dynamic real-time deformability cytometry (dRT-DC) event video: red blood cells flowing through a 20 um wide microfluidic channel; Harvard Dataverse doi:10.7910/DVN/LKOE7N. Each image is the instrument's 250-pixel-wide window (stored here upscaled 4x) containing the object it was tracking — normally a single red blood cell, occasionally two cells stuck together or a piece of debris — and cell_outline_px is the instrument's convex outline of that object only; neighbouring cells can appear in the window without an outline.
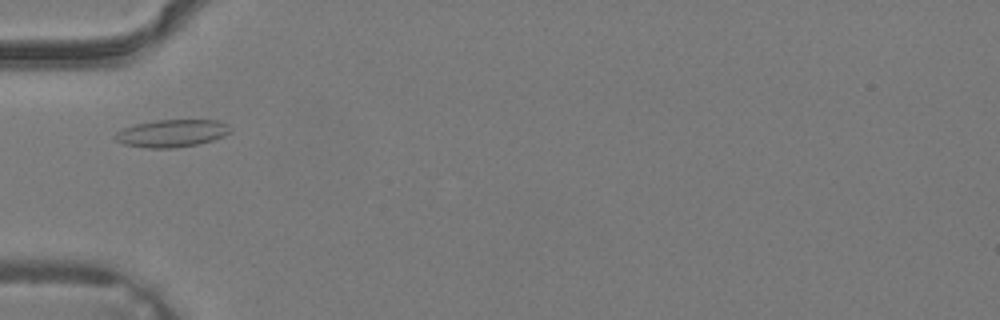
{"species": "common noctule bat (a hibernating species)", "species_latin": "Nyctalus noctula", "temperature_condition": "warm", "stored_images_in_passage": 32, "camera_frame_rate_fps": 3000, "um_per_image_px": 0.085, "animal": {"sex": "male", "body_mass_g": 19.2, "forearm_length_mm": 51.8}, "frame": {"image": 1, "passage_image": 7, "time_ms": 2.0, "image_size_px": [1000, 320], "cell_outline_px": [[232, 132], [224, 136], [212, 140], [196, 144], [176, 148], [148, 148], [124, 144], [116, 140], [116, 132], [124, 128], [136, 124], [156, 120], [216, 120], [228, 124], [232, 128]], "centroid_in_image_um": [14.65, 11.32], "position_along_channel_um": 70.3, "area_um2": 18.38}}
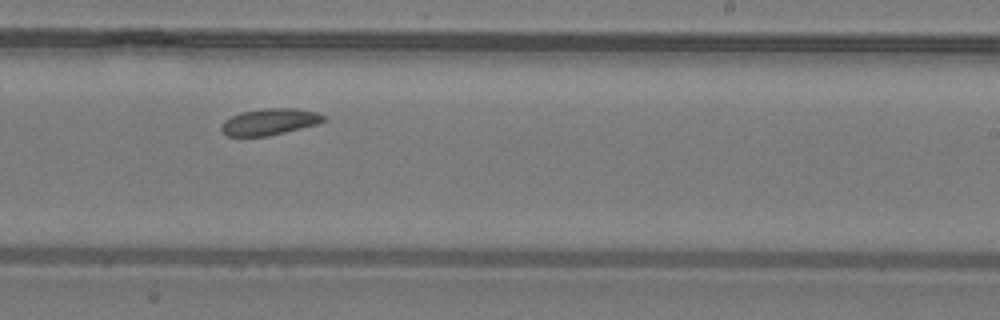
{"frame": {"image": 2, "passage_image": 18, "time_ms": 5.667, "image_size_px": [1000, 320], "cell_outline_px": [[324, 120], [320, 124], [268, 136], [224, 136], [220, 128], [220, 124], [224, 120], [240, 112], [260, 108], [296, 108], [320, 112], [324, 116]], "centroid_in_image_um": [22.91, 10.34], "position_along_channel_um": 266.1, "area_um2": 16.13}}
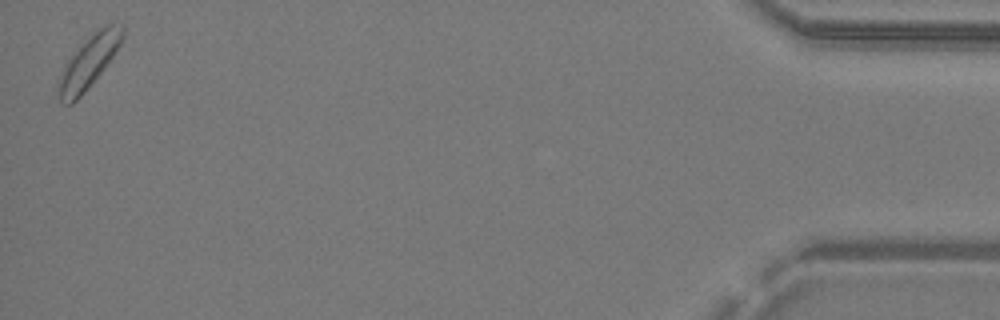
{"frame": {"image": 3, "passage_image": 32, "time_ms": 10.333, "image_size_px": [1000, 320], "cell_outline_px": [[124, 36], [120, 44], [104, 68], [84, 92], [72, 104], [64, 104], [60, 100], [56, 88], [64, 64], [100, 28], [108, 24], [124, 24]], "centroid_in_image_um": [7.54, 5.31], "position_along_channel_um": 427.7, "area_um2": 18.73}}